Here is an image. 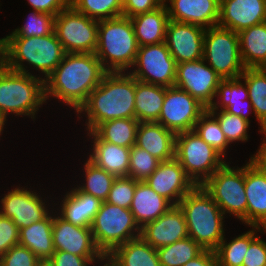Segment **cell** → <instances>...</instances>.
Instances as JSON below:
<instances>
[{"instance_id": "obj_1", "label": "cell", "mask_w": 266, "mask_h": 266, "mask_svg": "<svg viewBox=\"0 0 266 266\" xmlns=\"http://www.w3.org/2000/svg\"><path fill=\"white\" fill-rule=\"evenodd\" d=\"M106 73L95 53H66L45 80V98H57L77 113Z\"/></svg>"}, {"instance_id": "obj_2", "label": "cell", "mask_w": 266, "mask_h": 266, "mask_svg": "<svg viewBox=\"0 0 266 266\" xmlns=\"http://www.w3.org/2000/svg\"><path fill=\"white\" fill-rule=\"evenodd\" d=\"M135 77L129 72H107L79 109L86 115V129L119 118H135Z\"/></svg>"}, {"instance_id": "obj_3", "label": "cell", "mask_w": 266, "mask_h": 266, "mask_svg": "<svg viewBox=\"0 0 266 266\" xmlns=\"http://www.w3.org/2000/svg\"><path fill=\"white\" fill-rule=\"evenodd\" d=\"M66 52L55 32L36 37H4L0 39V62L8 69L31 74L27 66H33L44 76V81L63 60ZM25 66V67H24Z\"/></svg>"}, {"instance_id": "obj_4", "label": "cell", "mask_w": 266, "mask_h": 266, "mask_svg": "<svg viewBox=\"0 0 266 266\" xmlns=\"http://www.w3.org/2000/svg\"><path fill=\"white\" fill-rule=\"evenodd\" d=\"M188 235L203 250L215 251L224 238V213L201 185L195 186L179 202Z\"/></svg>"}, {"instance_id": "obj_5", "label": "cell", "mask_w": 266, "mask_h": 266, "mask_svg": "<svg viewBox=\"0 0 266 266\" xmlns=\"http://www.w3.org/2000/svg\"><path fill=\"white\" fill-rule=\"evenodd\" d=\"M138 44L132 21L120 16L98 21L95 54L107 72H128L135 63Z\"/></svg>"}, {"instance_id": "obj_6", "label": "cell", "mask_w": 266, "mask_h": 266, "mask_svg": "<svg viewBox=\"0 0 266 266\" xmlns=\"http://www.w3.org/2000/svg\"><path fill=\"white\" fill-rule=\"evenodd\" d=\"M45 81L40 76L6 68L0 62V115H27L34 120L40 106L46 103Z\"/></svg>"}, {"instance_id": "obj_7", "label": "cell", "mask_w": 266, "mask_h": 266, "mask_svg": "<svg viewBox=\"0 0 266 266\" xmlns=\"http://www.w3.org/2000/svg\"><path fill=\"white\" fill-rule=\"evenodd\" d=\"M91 231L97 248L107 257L121 244L139 238L141 228L130 209L103 202Z\"/></svg>"}, {"instance_id": "obj_8", "label": "cell", "mask_w": 266, "mask_h": 266, "mask_svg": "<svg viewBox=\"0 0 266 266\" xmlns=\"http://www.w3.org/2000/svg\"><path fill=\"white\" fill-rule=\"evenodd\" d=\"M175 158L196 186L202 185L226 163L194 130L176 134Z\"/></svg>"}, {"instance_id": "obj_9", "label": "cell", "mask_w": 266, "mask_h": 266, "mask_svg": "<svg viewBox=\"0 0 266 266\" xmlns=\"http://www.w3.org/2000/svg\"><path fill=\"white\" fill-rule=\"evenodd\" d=\"M225 163L201 186L212 197L220 210L234 215L247 225V198L243 167H230Z\"/></svg>"}, {"instance_id": "obj_10", "label": "cell", "mask_w": 266, "mask_h": 266, "mask_svg": "<svg viewBox=\"0 0 266 266\" xmlns=\"http://www.w3.org/2000/svg\"><path fill=\"white\" fill-rule=\"evenodd\" d=\"M203 60L223 79L240 77L246 68L240 55L238 33L218 25L206 28Z\"/></svg>"}, {"instance_id": "obj_11", "label": "cell", "mask_w": 266, "mask_h": 266, "mask_svg": "<svg viewBox=\"0 0 266 266\" xmlns=\"http://www.w3.org/2000/svg\"><path fill=\"white\" fill-rule=\"evenodd\" d=\"M54 32L66 53H95L98 21L71 5L55 16Z\"/></svg>"}, {"instance_id": "obj_12", "label": "cell", "mask_w": 266, "mask_h": 266, "mask_svg": "<svg viewBox=\"0 0 266 266\" xmlns=\"http://www.w3.org/2000/svg\"><path fill=\"white\" fill-rule=\"evenodd\" d=\"M133 68L129 73L139 81L165 87L175 85L177 63L165 42L138 47Z\"/></svg>"}, {"instance_id": "obj_13", "label": "cell", "mask_w": 266, "mask_h": 266, "mask_svg": "<svg viewBox=\"0 0 266 266\" xmlns=\"http://www.w3.org/2000/svg\"><path fill=\"white\" fill-rule=\"evenodd\" d=\"M206 110L207 108L188 92L176 86L166 87L157 123L175 134L191 131Z\"/></svg>"}, {"instance_id": "obj_14", "label": "cell", "mask_w": 266, "mask_h": 266, "mask_svg": "<svg viewBox=\"0 0 266 266\" xmlns=\"http://www.w3.org/2000/svg\"><path fill=\"white\" fill-rule=\"evenodd\" d=\"M223 80L205 61L182 62L177 64L176 87L188 92L206 108L214 102L217 87Z\"/></svg>"}, {"instance_id": "obj_15", "label": "cell", "mask_w": 266, "mask_h": 266, "mask_svg": "<svg viewBox=\"0 0 266 266\" xmlns=\"http://www.w3.org/2000/svg\"><path fill=\"white\" fill-rule=\"evenodd\" d=\"M35 191L25 187H17L8 191L0 200V214L13 220L19 228H26L34 222H40L49 214V210L42 197Z\"/></svg>"}, {"instance_id": "obj_16", "label": "cell", "mask_w": 266, "mask_h": 266, "mask_svg": "<svg viewBox=\"0 0 266 266\" xmlns=\"http://www.w3.org/2000/svg\"><path fill=\"white\" fill-rule=\"evenodd\" d=\"M55 212L52 223L55 251H65L87 259L106 258L95 244L91 227L73 225L61 218L56 210Z\"/></svg>"}, {"instance_id": "obj_17", "label": "cell", "mask_w": 266, "mask_h": 266, "mask_svg": "<svg viewBox=\"0 0 266 266\" xmlns=\"http://www.w3.org/2000/svg\"><path fill=\"white\" fill-rule=\"evenodd\" d=\"M205 31L199 25L169 20L165 43L177 64L203 58Z\"/></svg>"}, {"instance_id": "obj_18", "label": "cell", "mask_w": 266, "mask_h": 266, "mask_svg": "<svg viewBox=\"0 0 266 266\" xmlns=\"http://www.w3.org/2000/svg\"><path fill=\"white\" fill-rule=\"evenodd\" d=\"M145 182L173 206H177L181 199L196 186L176 158L161 161Z\"/></svg>"}, {"instance_id": "obj_19", "label": "cell", "mask_w": 266, "mask_h": 266, "mask_svg": "<svg viewBox=\"0 0 266 266\" xmlns=\"http://www.w3.org/2000/svg\"><path fill=\"white\" fill-rule=\"evenodd\" d=\"M140 237L156 249L189 237L183 211L178 205L172 206L158 219L145 224Z\"/></svg>"}, {"instance_id": "obj_20", "label": "cell", "mask_w": 266, "mask_h": 266, "mask_svg": "<svg viewBox=\"0 0 266 266\" xmlns=\"http://www.w3.org/2000/svg\"><path fill=\"white\" fill-rule=\"evenodd\" d=\"M265 21L264 0H220L219 27L239 33Z\"/></svg>"}, {"instance_id": "obj_21", "label": "cell", "mask_w": 266, "mask_h": 266, "mask_svg": "<svg viewBox=\"0 0 266 266\" xmlns=\"http://www.w3.org/2000/svg\"><path fill=\"white\" fill-rule=\"evenodd\" d=\"M247 225L266 229V170L251 158L244 166Z\"/></svg>"}, {"instance_id": "obj_22", "label": "cell", "mask_w": 266, "mask_h": 266, "mask_svg": "<svg viewBox=\"0 0 266 266\" xmlns=\"http://www.w3.org/2000/svg\"><path fill=\"white\" fill-rule=\"evenodd\" d=\"M170 20L210 28L218 25L220 0H164ZM166 2H170L169 5Z\"/></svg>"}, {"instance_id": "obj_23", "label": "cell", "mask_w": 266, "mask_h": 266, "mask_svg": "<svg viewBox=\"0 0 266 266\" xmlns=\"http://www.w3.org/2000/svg\"><path fill=\"white\" fill-rule=\"evenodd\" d=\"M136 146L145 149L160 161L175 158L176 134L157 122H140Z\"/></svg>"}, {"instance_id": "obj_24", "label": "cell", "mask_w": 266, "mask_h": 266, "mask_svg": "<svg viewBox=\"0 0 266 266\" xmlns=\"http://www.w3.org/2000/svg\"><path fill=\"white\" fill-rule=\"evenodd\" d=\"M59 216L65 221L80 227H91L102 201L98 198L72 188L62 198Z\"/></svg>"}, {"instance_id": "obj_25", "label": "cell", "mask_w": 266, "mask_h": 266, "mask_svg": "<svg viewBox=\"0 0 266 266\" xmlns=\"http://www.w3.org/2000/svg\"><path fill=\"white\" fill-rule=\"evenodd\" d=\"M241 80V77L223 79L219 83L215 95L218 101H214L207 110H225L250 121L248 115L253 111L252 103L249 100L247 85L245 81L242 83ZM246 107L250 109V112L247 111Z\"/></svg>"}, {"instance_id": "obj_26", "label": "cell", "mask_w": 266, "mask_h": 266, "mask_svg": "<svg viewBox=\"0 0 266 266\" xmlns=\"http://www.w3.org/2000/svg\"><path fill=\"white\" fill-rule=\"evenodd\" d=\"M87 134L93 139L89 159L115 177L128 176L131 148L100 140L92 131Z\"/></svg>"}, {"instance_id": "obj_27", "label": "cell", "mask_w": 266, "mask_h": 266, "mask_svg": "<svg viewBox=\"0 0 266 266\" xmlns=\"http://www.w3.org/2000/svg\"><path fill=\"white\" fill-rule=\"evenodd\" d=\"M172 206L166 198L158 195L145 181L137 182L130 211L140 228L158 219Z\"/></svg>"}, {"instance_id": "obj_28", "label": "cell", "mask_w": 266, "mask_h": 266, "mask_svg": "<svg viewBox=\"0 0 266 266\" xmlns=\"http://www.w3.org/2000/svg\"><path fill=\"white\" fill-rule=\"evenodd\" d=\"M139 47L165 42L169 16L165 3L153 11L130 18Z\"/></svg>"}, {"instance_id": "obj_29", "label": "cell", "mask_w": 266, "mask_h": 266, "mask_svg": "<svg viewBox=\"0 0 266 266\" xmlns=\"http://www.w3.org/2000/svg\"><path fill=\"white\" fill-rule=\"evenodd\" d=\"M106 258L113 266H161L156 248L141 237L121 244Z\"/></svg>"}, {"instance_id": "obj_30", "label": "cell", "mask_w": 266, "mask_h": 266, "mask_svg": "<svg viewBox=\"0 0 266 266\" xmlns=\"http://www.w3.org/2000/svg\"><path fill=\"white\" fill-rule=\"evenodd\" d=\"M51 213L42 221L20 229L19 233V245L30 249L41 261L48 260L55 251L52 238L54 212Z\"/></svg>"}, {"instance_id": "obj_31", "label": "cell", "mask_w": 266, "mask_h": 266, "mask_svg": "<svg viewBox=\"0 0 266 266\" xmlns=\"http://www.w3.org/2000/svg\"><path fill=\"white\" fill-rule=\"evenodd\" d=\"M166 87L135 78V118L139 122H157L165 98Z\"/></svg>"}, {"instance_id": "obj_32", "label": "cell", "mask_w": 266, "mask_h": 266, "mask_svg": "<svg viewBox=\"0 0 266 266\" xmlns=\"http://www.w3.org/2000/svg\"><path fill=\"white\" fill-rule=\"evenodd\" d=\"M238 36L245 68H260L266 63V21L240 31Z\"/></svg>"}, {"instance_id": "obj_33", "label": "cell", "mask_w": 266, "mask_h": 266, "mask_svg": "<svg viewBox=\"0 0 266 266\" xmlns=\"http://www.w3.org/2000/svg\"><path fill=\"white\" fill-rule=\"evenodd\" d=\"M257 232L264 234L265 228L252 226V230L236 236L230 242L224 236L215 250L218 266H242L250 243L258 236Z\"/></svg>"}, {"instance_id": "obj_34", "label": "cell", "mask_w": 266, "mask_h": 266, "mask_svg": "<svg viewBox=\"0 0 266 266\" xmlns=\"http://www.w3.org/2000/svg\"><path fill=\"white\" fill-rule=\"evenodd\" d=\"M136 118H119L99 124L92 132L100 139L131 148L136 143L139 125Z\"/></svg>"}, {"instance_id": "obj_35", "label": "cell", "mask_w": 266, "mask_h": 266, "mask_svg": "<svg viewBox=\"0 0 266 266\" xmlns=\"http://www.w3.org/2000/svg\"><path fill=\"white\" fill-rule=\"evenodd\" d=\"M240 77L247 85L253 113L261 127L266 124V75L260 68H246Z\"/></svg>"}, {"instance_id": "obj_36", "label": "cell", "mask_w": 266, "mask_h": 266, "mask_svg": "<svg viewBox=\"0 0 266 266\" xmlns=\"http://www.w3.org/2000/svg\"><path fill=\"white\" fill-rule=\"evenodd\" d=\"M84 170V181H86V183H83L80 186L77 185V188L80 191L92 195L102 202H105L116 177L106 170L98 167L89 158L84 164Z\"/></svg>"}, {"instance_id": "obj_37", "label": "cell", "mask_w": 266, "mask_h": 266, "mask_svg": "<svg viewBox=\"0 0 266 266\" xmlns=\"http://www.w3.org/2000/svg\"><path fill=\"white\" fill-rule=\"evenodd\" d=\"M161 266H183L197 257L203 248L191 237L156 249Z\"/></svg>"}, {"instance_id": "obj_38", "label": "cell", "mask_w": 266, "mask_h": 266, "mask_svg": "<svg viewBox=\"0 0 266 266\" xmlns=\"http://www.w3.org/2000/svg\"><path fill=\"white\" fill-rule=\"evenodd\" d=\"M70 5L97 21L120 17L123 10V0H70Z\"/></svg>"}, {"instance_id": "obj_39", "label": "cell", "mask_w": 266, "mask_h": 266, "mask_svg": "<svg viewBox=\"0 0 266 266\" xmlns=\"http://www.w3.org/2000/svg\"><path fill=\"white\" fill-rule=\"evenodd\" d=\"M193 130L223 158L225 157L229 143L221 130L218 120L208 110L200 116Z\"/></svg>"}, {"instance_id": "obj_40", "label": "cell", "mask_w": 266, "mask_h": 266, "mask_svg": "<svg viewBox=\"0 0 266 266\" xmlns=\"http://www.w3.org/2000/svg\"><path fill=\"white\" fill-rule=\"evenodd\" d=\"M219 122L222 132L229 144L234 142H246L249 139L250 121L240 116L226 112L225 110H208ZM219 111V112H217Z\"/></svg>"}, {"instance_id": "obj_41", "label": "cell", "mask_w": 266, "mask_h": 266, "mask_svg": "<svg viewBox=\"0 0 266 266\" xmlns=\"http://www.w3.org/2000/svg\"><path fill=\"white\" fill-rule=\"evenodd\" d=\"M55 16L47 13L33 11L29 14L26 23L15 29L6 37H41L54 32Z\"/></svg>"}, {"instance_id": "obj_42", "label": "cell", "mask_w": 266, "mask_h": 266, "mask_svg": "<svg viewBox=\"0 0 266 266\" xmlns=\"http://www.w3.org/2000/svg\"><path fill=\"white\" fill-rule=\"evenodd\" d=\"M160 160L136 145L131 147L128 176L145 181L159 166Z\"/></svg>"}, {"instance_id": "obj_43", "label": "cell", "mask_w": 266, "mask_h": 266, "mask_svg": "<svg viewBox=\"0 0 266 266\" xmlns=\"http://www.w3.org/2000/svg\"><path fill=\"white\" fill-rule=\"evenodd\" d=\"M137 182L129 176L116 177L105 202L130 209Z\"/></svg>"}, {"instance_id": "obj_44", "label": "cell", "mask_w": 266, "mask_h": 266, "mask_svg": "<svg viewBox=\"0 0 266 266\" xmlns=\"http://www.w3.org/2000/svg\"><path fill=\"white\" fill-rule=\"evenodd\" d=\"M40 261L30 249L18 244L0 258V266H37Z\"/></svg>"}, {"instance_id": "obj_45", "label": "cell", "mask_w": 266, "mask_h": 266, "mask_svg": "<svg viewBox=\"0 0 266 266\" xmlns=\"http://www.w3.org/2000/svg\"><path fill=\"white\" fill-rule=\"evenodd\" d=\"M20 229L13 220L0 214V258L13 246L19 244Z\"/></svg>"}, {"instance_id": "obj_46", "label": "cell", "mask_w": 266, "mask_h": 266, "mask_svg": "<svg viewBox=\"0 0 266 266\" xmlns=\"http://www.w3.org/2000/svg\"><path fill=\"white\" fill-rule=\"evenodd\" d=\"M99 260L102 263L105 259H87L65 251H54V254L48 259L52 266H87L96 262L100 263Z\"/></svg>"}, {"instance_id": "obj_47", "label": "cell", "mask_w": 266, "mask_h": 266, "mask_svg": "<svg viewBox=\"0 0 266 266\" xmlns=\"http://www.w3.org/2000/svg\"><path fill=\"white\" fill-rule=\"evenodd\" d=\"M242 266H266V241L257 236L248 248Z\"/></svg>"}, {"instance_id": "obj_48", "label": "cell", "mask_w": 266, "mask_h": 266, "mask_svg": "<svg viewBox=\"0 0 266 266\" xmlns=\"http://www.w3.org/2000/svg\"><path fill=\"white\" fill-rule=\"evenodd\" d=\"M164 0H123L122 16L131 18L141 13L153 11L160 7Z\"/></svg>"}, {"instance_id": "obj_49", "label": "cell", "mask_w": 266, "mask_h": 266, "mask_svg": "<svg viewBox=\"0 0 266 266\" xmlns=\"http://www.w3.org/2000/svg\"><path fill=\"white\" fill-rule=\"evenodd\" d=\"M32 9L56 16L70 5V0H27Z\"/></svg>"}, {"instance_id": "obj_50", "label": "cell", "mask_w": 266, "mask_h": 266, "mask_svg": "<svg viewBox=\"0 0 266 266\" xmlns=\"http://www.w3.org/2000/svg\"><path fill=\"white\" fill-rule=\"evenodd\" d=\"M183 266H218L215 251L203 250L197 257Z\"/></svg>"}, {"instance_id": "obj_51", "label": "cell", "mask_w": 266, "mask_h": 266, "mask_svg": "<svg viewBox=\"0 0 266 266\" xmlns=\"http://www.w3.org/2000/svg\"><path fill=\"white\" fill-rule=\"evenodd\" d=\"M260 133L264 134L265 137L262 141V144H260V148L258 149V151L256 152V154H254L253 156H251L250 158L257 164L259 165L261 168L266 170V124L262 125L260 128Z\"/></svg>"}, {"instance_id": "obj_52", "label": "cell", "mask_w": 266, "mask_h": 266, "mask_svg": "<svg viewBox=\"0 0 266 266\" xmlns=\"http://www.w3.org/2000/svg\"><path fill=\"white\" fill-rule=\"evenodd\" d=\"M5 122L6 119H4L1 115H0V135L2 134L3 130H4V126H5Z\"/></svg>"}, {"instance_id": "obj_53", "label": "cell", "mask_w": 266, "mask_h": 266, "mask_svg": "<svg viewBox=\"0 0 266 266\" xmlns=\"http://www.w3.org/2000/svg\"><path fill=\"white\" fill-rule=\"evenodd\" d=\"M37 266H52L48 260L40 261Z\"/></svg>"}, {"instance_id": "obj_54", "label": "cell", "mask_w": 266, "mask_h": 266, "mask_svg": "<svg viewBox=\"0 0 266 266\" xmlns=\"http://www.w3.org/2000/svg\"><path fill=\"white\" fill-rule=\"evenodd\" d=\"M260 69L262 70V72L266 75V63H264Z\"/></svg>"}, {"instance_id": "obj_55", "label": "cell", "mask_w": 266, "mask_h": 266, "mask_svg": "<svg viewBox=\"0 0 266 266\" xmlns=\"http://www.w3.org/2000/svg\"><path fill=\"white\" fill-rule=\"evenodd\" d=\"M105 263H103V266H113L109 261H108V259L107 258H105Z\"/></svg>"}]
</instances>
